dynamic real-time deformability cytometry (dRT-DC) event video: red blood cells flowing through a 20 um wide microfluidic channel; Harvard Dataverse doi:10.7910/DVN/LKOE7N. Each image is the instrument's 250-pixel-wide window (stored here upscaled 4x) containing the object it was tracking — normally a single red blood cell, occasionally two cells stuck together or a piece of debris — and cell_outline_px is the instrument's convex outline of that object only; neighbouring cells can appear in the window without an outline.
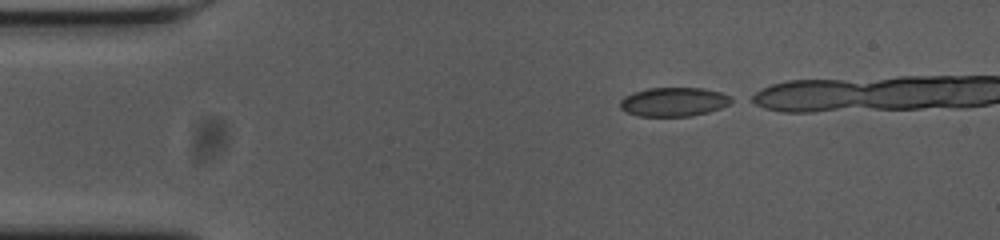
{"species": "common noctule bat (a hibernating species)", "species_latin": "Nyctalus noctula", "temperature_condition": "cold", "stored_images_in_passage": 15, "camera_frame_rate_fps": 3000, "um_per_image_px": 0.085, "animal": {"sex": "female", "body_mass_g": 23.0, "forearm_length_mm": 53.4}, "frame": {"image": 1, "passage_image": 1, "time_ms": 0.0, "image_size_px": [1000, 240], "cell_outline_px": [[736, 100], [720, 108], [708, 112], [688, 116], [640, 116], [624, 112], [620, 108], [620, 100], [624, 96], [632, 92], [648, 88], [704, 88], [720, 92], [732, 96]], "centroid_in_image_um": [57.26, 8.65], "position_along_channel_um": 27.7, "area_um2": 18.96}}
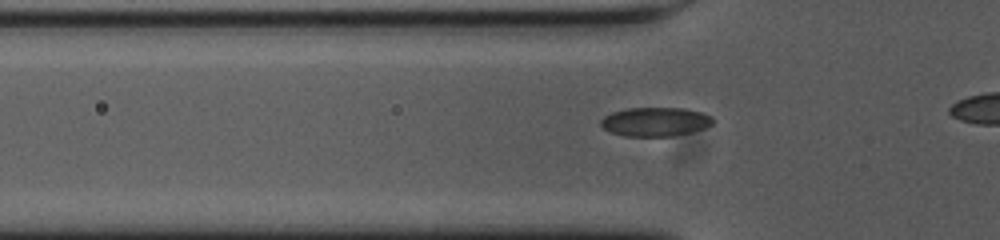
{"frame": {"image": 2, "passage_image": 9, "time_ms": 2.667, "image_size_px": [1000, 240], "cell_outline_px": [[712, 124], [704, 128], [672, 136], [624, 136], [612, 132], [604, 128], [600, 124], [600, 120], [604, 116], [612, 112], [628, 108], [684, 108], [700, 112], [712, 116]], "centroid_in_image_um": [55.67, 10.34], "position_along_channel_um": 70.1, "area_um2": 18.73}}
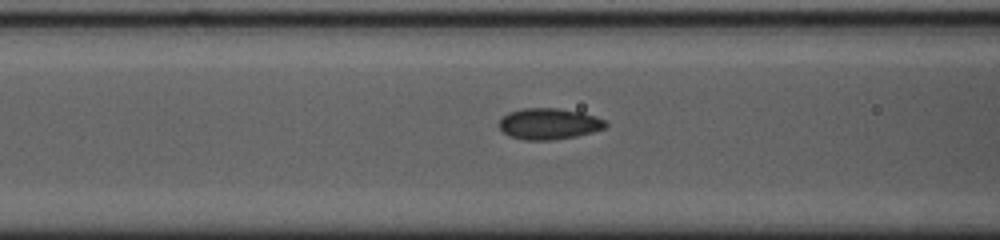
{"frame": {"image": 3, "passage_image": 13, "time_ms": 4.0, "image_size_px": [1000, 240], "cell_outline_px": [[608, 124], [604, 128], [592, 132], [576, 136], [552, 140], [524, 140], [512, 136], [504, 132], [500, 128], [500, 120], [508, 112], [524, 108], [556, 108], [580, 112], [596, 116], [604, 120]], "centroid_in_image_um": [46.67, 10.52], "position_along_channel_um": 119.9, "area_um2": 19.13}}